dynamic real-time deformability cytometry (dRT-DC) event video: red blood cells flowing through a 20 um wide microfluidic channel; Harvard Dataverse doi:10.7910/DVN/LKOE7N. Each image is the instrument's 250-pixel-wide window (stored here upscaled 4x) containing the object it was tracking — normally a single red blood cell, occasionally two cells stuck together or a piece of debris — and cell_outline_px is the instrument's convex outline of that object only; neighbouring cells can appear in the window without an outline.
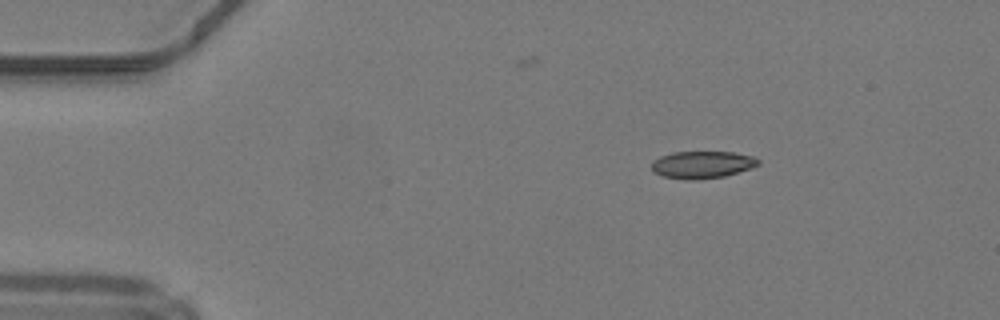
{"species": "common noctule bat (a hibernating species)", "species_latin": "Nyctalus noctula", "temperature_condition": "warm", "stored_images_in_passage": 43, "camera_frame_rate_fps": 3000, "um_per_image_px": 0.085, "animal": {"sex": "male", "body_mass_g": 19.2, "forearm_length_mm": 51.8}, "frame": {"image": 1, "passage_image": 1, "time_ms": 0.0, "image_size_px": [1000, 320], "cell_outline_px": [[760, 164], [724, 176], [696, 180], [688, 180], [664, 176], [656, 172], [652, 168], [652, 160], [660, 156], [672, 152], [732, 152], [752, 156], [760, 160]], "centroid_in_image_um": [59.67, 13.99], "position_along_channel_um": 25.3, "area_um2": 16.7}}
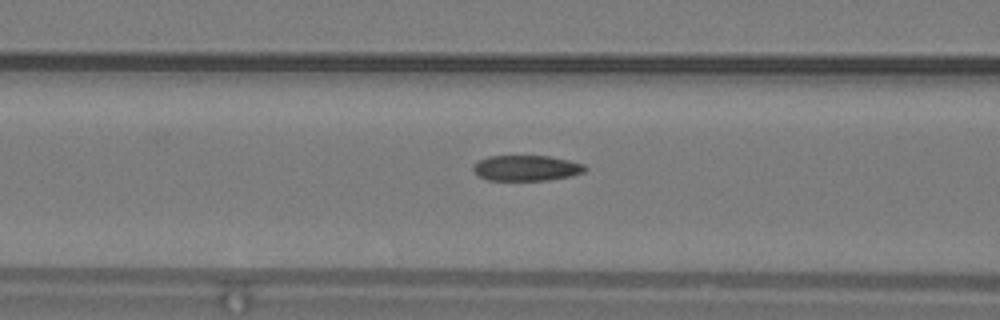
{"frame": {"image": 2, "passage_image": 13, "time_ms": 4.0, "image_size_px": [1000, 320], "cell_outline_px": [[588, 168], [584, 172], [568, 176], [548, 180], [488, 180], [480, 176], [472, 168], [480, 160], [488, 156], [548, 156], [568, 160], [584, 164]], "centroid_in_image_um": [44.77, 14.28], "position_along_channel_um": 121.8, "area_um2": 16.42}}
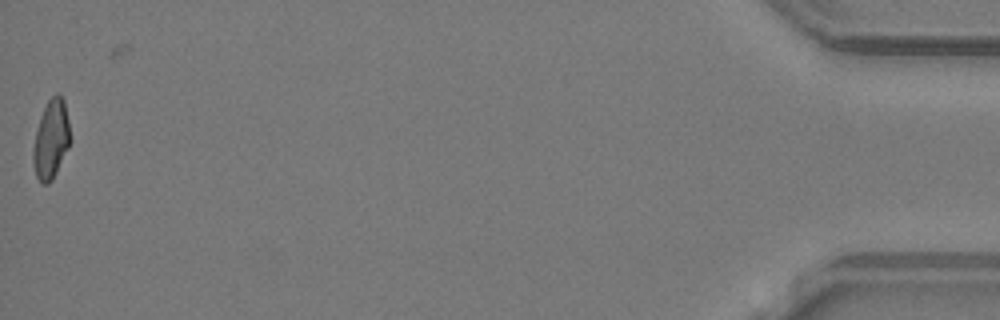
{"frame": {"image": 3, "passage_image": 42, "time_ms": 13.667, "image_size_px": [1000, 320], "cell_outline_px": [[72, 140], [52, 180], [48, 184], [40, 184], [36, 176], [32, 160], [32, 148], [40, 116], [48, 100], [56, 92], [60, 92], [64, 100]], "centroid_in_image_um": [4.34, 11.84], "position_along_channel_um": 430.9, "area_um2": 17.28}, "authors_computed_cell_mechanics": {"area_um2": 17.5134, "velocity_mm_per_s": 4.2498, "shape_relaxation_time_tau1_ms": null, "shape_relaxation_time_tau2_ms": 1.8433, "deformation_change_tau1": null, "deformation_change_tau2": 0.0799}}